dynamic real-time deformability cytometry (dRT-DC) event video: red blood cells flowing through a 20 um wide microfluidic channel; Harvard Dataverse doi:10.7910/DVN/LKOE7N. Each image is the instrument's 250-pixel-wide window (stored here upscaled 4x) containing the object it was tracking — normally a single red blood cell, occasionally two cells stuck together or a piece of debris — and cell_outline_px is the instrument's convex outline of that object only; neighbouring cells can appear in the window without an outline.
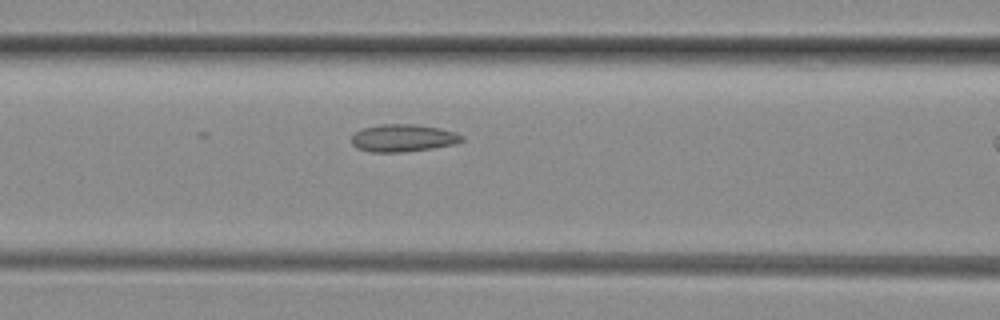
{"species": "common noctule bat (a hibernating species)", "species_latin": "Nyctalus noctula", "temperature_condition": "room temperature", "stored_images_in_passage": 15, "camera_frame_rate_fps": 3000, "um_per_image_px": 0.085, "animal": {"sex": "female", "body_mass_g": 29.2, "forearm_length_mm": 56.3}, "frame": {"image": 1, "passage_image": 11, "time_ms": 3.333, "image_size_px": [1000, 320], "cell_outline_px": [[464, 140], [456, 144], [432, 148], [404, 152], [372, 152], [356, 148], [352, 144], [352, 136], [356, 132], [364, 128], [384, 124], [416, 124], [440, 128], [456, 132], [464, 136]], "centroid_in_image_um": [34.3, 11.73], "position_along_channel_um": 132.3, "area_um2": 17.69}}